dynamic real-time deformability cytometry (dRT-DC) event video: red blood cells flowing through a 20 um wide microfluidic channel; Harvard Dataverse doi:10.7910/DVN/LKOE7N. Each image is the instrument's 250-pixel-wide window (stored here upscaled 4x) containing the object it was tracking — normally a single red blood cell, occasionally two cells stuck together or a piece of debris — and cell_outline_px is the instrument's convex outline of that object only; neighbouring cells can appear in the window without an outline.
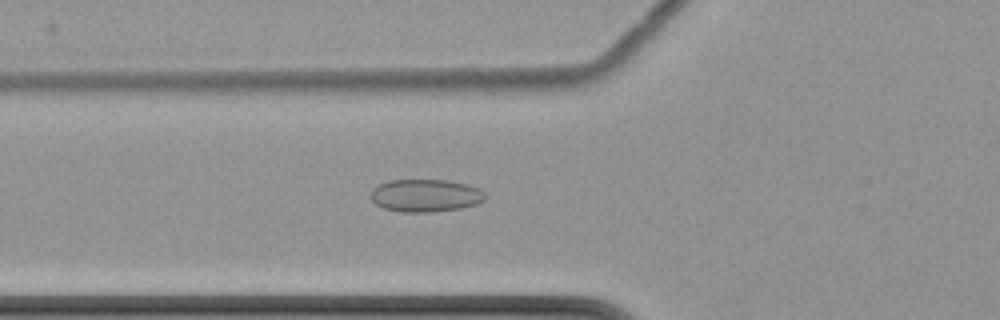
{"species": "common noctule bat (a hibernating species)", "species_latin": "Nyctalus noctula", "temperature_condition": "cold", "stored_images_in_passage": 3, "camera_frame_rate_fps": 3000, "um_per_image_px": 0.085, "animal": {"sex": "female", "body_mass_g": 22.7, "forearm_length_mm": 54.2}, "frame": {"image": 1, "passage_image": 3, "time_ms": 2.333, "image_size_px": [1000, 320], "cell_outline_px": [[484, 200], [476, 204], [460, 208], [428, 212], [400, 212], [384, 208], [376, 204], [372, 200], [372, 188], [388, 180], [448, 180], [468, 184], [484, 192]], "centroid_in_image_um": [36.15, 16.61], "position_along_channel_um": 89.7, "area_um2": 21.62}}